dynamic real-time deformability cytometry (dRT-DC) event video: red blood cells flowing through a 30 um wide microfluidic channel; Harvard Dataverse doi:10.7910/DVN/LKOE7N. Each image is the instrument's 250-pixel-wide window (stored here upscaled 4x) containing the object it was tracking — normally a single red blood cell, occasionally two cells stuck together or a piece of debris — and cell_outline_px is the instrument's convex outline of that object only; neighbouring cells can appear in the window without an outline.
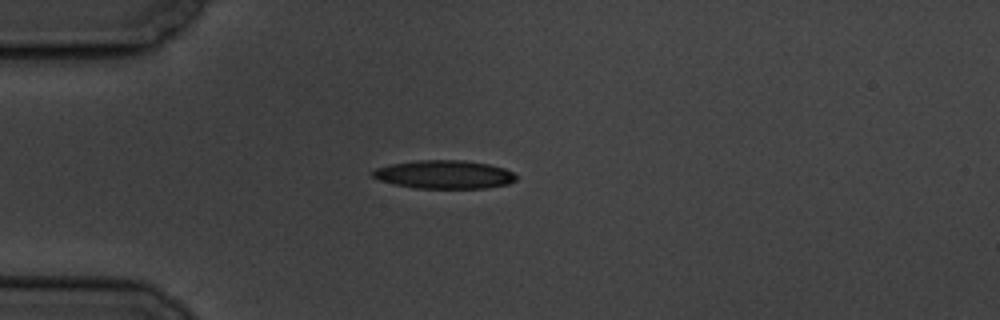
{"species": "common noctule bat (a hibernating species)", "species_latin": "Nyctalus noctula", "temperature_condition": "cold", "stored_images_in_passage": 7, "camera_frame_rate_fps": 3000, "um_per_image_px": 0.085, "animal": {"sex": "male", "body_mass_g": 19.5, "forearm_length_mm": 54.6}, "frame": {"image": 1, "passage_image": 2, "time_ms": 2.0, "image_size_px": [1000, 320], "cell_outline_px": [[516, 180], [508, 184], [484, 188], [412, 188], [392, 184], [380, 180], [372, 176], [372, 172], [376, 168], [388, 164], [420, 160], [464, 160], [488, 164], [504, 168], [512, 172], [516, 176]], "centroid_in_image_um": [37.74, 14.83], "position_along_channel_um": 47.3, "area_um2": 23.76}}
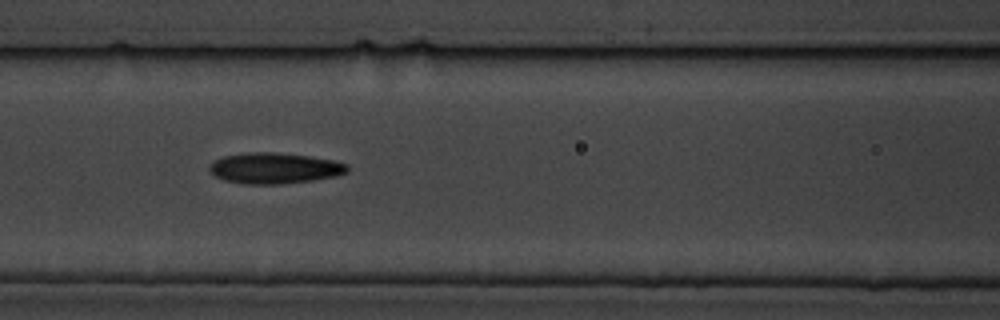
{"frame": {"image": 2, "passage_image": 5, "time_ms": 5.333, "image_size_px": [1000, 320], "cell_outline_px": [[348, 172], [336, 176], [312, 180], [280, 184], [244, 184], [224, 180], [216, 176], [208, 168], [208, 164], [224, 156], [248, 152], [272, 152], [308, 156], [332, 160], [348, 164]], "centroid_in_image_um": [23.33, 14.3], "position_along_channel_um": 143.3, "area_um2": 24.68}}
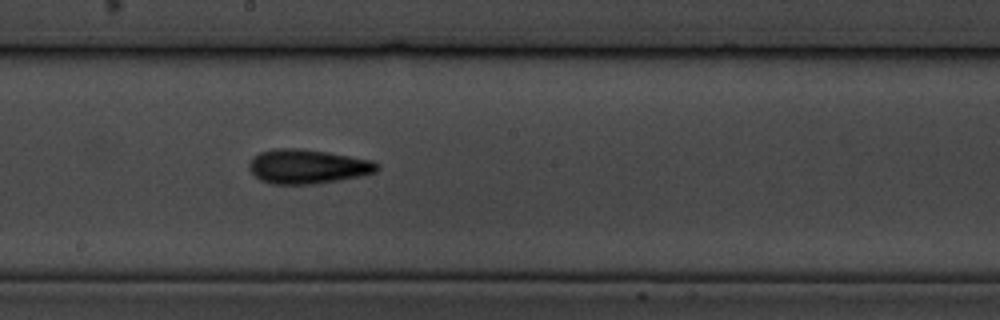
{"frame": {"image": 3, "passage_image": 7, "time_ms": 7.667, "image_size_px": [1000, 320], "cell_outline_px": [[380, 168], [376, 172], [360, 176], [340, 180], [312, 184], [272, 184], [260, 180], [248, 168], [248, 164], [252, 156], [260, 152], [276, 148], [300, 148], [328, 152], [372, 160], [380, 164]], "centroid_in_image_um": [26.14, 14.15], "position_along_channel_um": 222.1, "area_um2": 25.78}}